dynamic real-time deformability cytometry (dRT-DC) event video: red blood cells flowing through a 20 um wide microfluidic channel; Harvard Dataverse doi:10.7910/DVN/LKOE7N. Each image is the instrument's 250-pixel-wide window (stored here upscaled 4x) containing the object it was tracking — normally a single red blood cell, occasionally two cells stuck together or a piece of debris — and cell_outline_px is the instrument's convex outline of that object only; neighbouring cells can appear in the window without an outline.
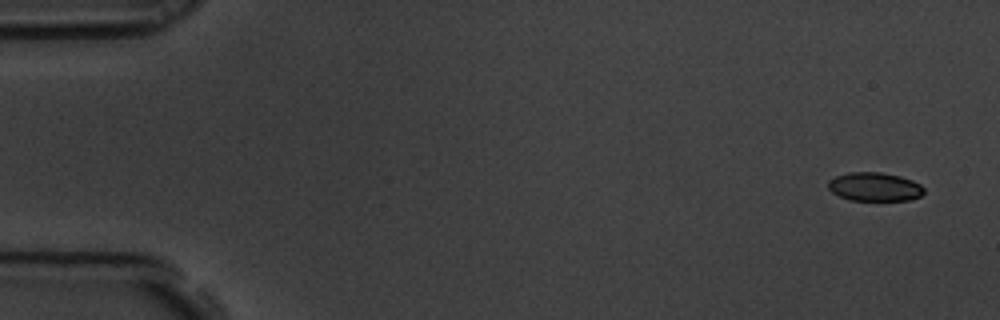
{"species": "common noctule bat (a hibernating species)", "species_latin": "Nyctalus noctula", "temperature_condition": "room temperature", "stored_images_in_passage": 3, "camera_frame_rate_fps": 3000, "um_per_image_px": 0.085, "animal": {"sex": "male", "body_mass_g": 19.5, "forearm_length_mm": 54.6}, "frame": {"image": 1, "passage_image": 1, "time_ms": 0.0, "image_size_px": [1000, 320], "cell_outline_px": [[924, 192], [920, 196], [908, 200], [848, 200], [832, 192], [828, 188], [828, 180], [836, 176], [848, 172], [880, 172], [900, 176], [912, 180], [920, 184], [924, 188]], "centroid_in_image_um": [74.33, 15.87], "position_along_channel_um": 10.7, "area_um2": 16.01}}